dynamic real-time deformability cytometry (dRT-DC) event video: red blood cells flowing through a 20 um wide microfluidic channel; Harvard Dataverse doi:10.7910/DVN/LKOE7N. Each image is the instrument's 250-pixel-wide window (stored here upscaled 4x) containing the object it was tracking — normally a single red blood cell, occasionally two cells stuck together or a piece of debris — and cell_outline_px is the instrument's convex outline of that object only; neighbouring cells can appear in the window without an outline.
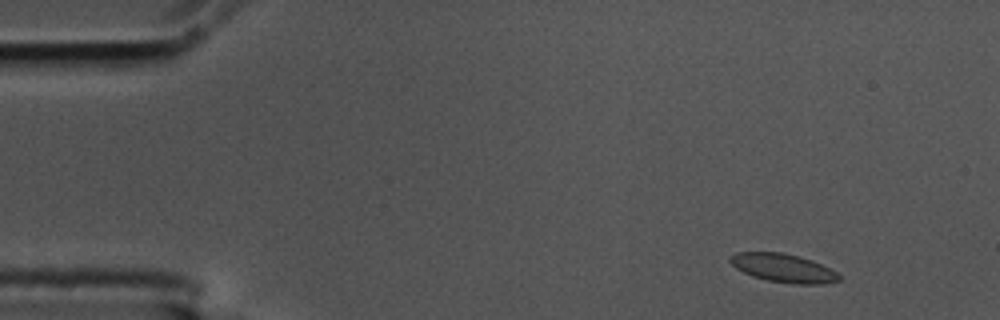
{"species": "common noctule bat (a hibernating species)", "species_latin": "Nyctalus noctula", "temperature_condition": "cold", "stored_images_in_passage": 51, "camera_frame_rate_fps": 3000, "um_per_image_px": 0.085, "animal": {"sex": "male", "body_mass_g": 17.5, "forearm_length_mm": 52.3}, "frame": {"image": 1, "passage_image": 1, "time_ms": 0.0, "image_size_px": [1000, 320], "cell_outline_px": [[840, 280], [820, 284], [792, 284], [768, 280], [752, 276], [736, 268], [728, 260], [728, 256], [736, 252], [784, 252], [800, 256], [812, 260], [836, 272], [840, 276]], "centroid_in_image_um": [66.54, 22.77], "position_along_channel_um": 18.5, "area_um2": 18.09}}
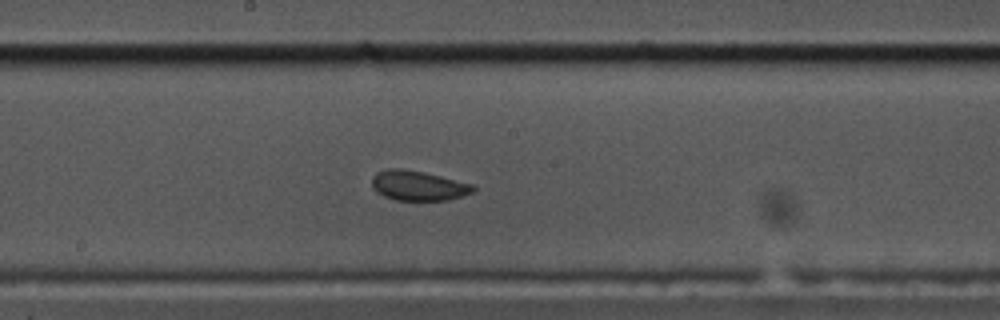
{"frame": {"image": 2, "passage_image": 25, "time_ms": 8.0, "image_size_px": [1000, 320], "cell_outline_px": [[476, 188], [472, 192], [448, 200], [396, 200], [384, 196], [376, 192], [372, 188], [372, 176], [376, 172], [384, 168], [400, 168], [424, 172], [472, 184]], "centroid_in_image_um": [35.48, 15.77], "position_along_channel_um": 212.7, "area_um2": 17.63}}
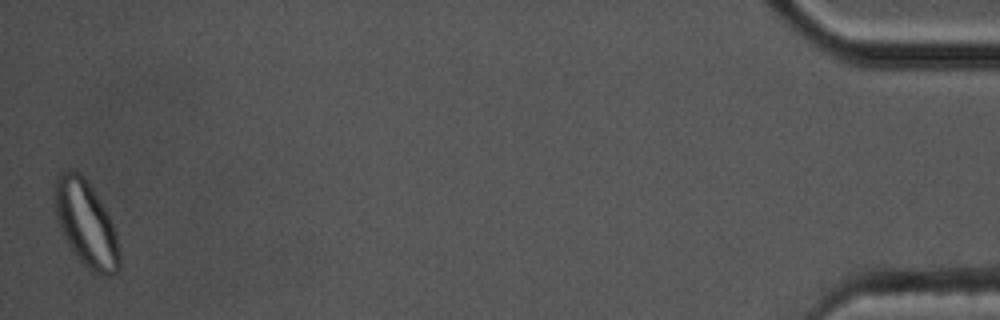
{"frame": {"image": 3, "passage_image": 51, "time_ms": 16.667, "image_size_px": [1000, 320], "cell_outline_px": [[120, 268], [116, 276], [104, 276], [92, 272], [80, 260], [68, 244], [60, 228], [56, 212], [52, 192], [56, 176], [60, 172], [68, 168], [72, 168], [80, 172], [84, 176], [92, 188], [104, 208], [112, 224], [116, 236], [120, 252]], "centroid_in_image_um": [7.3, 18.99], "position_along_channel_um": 427.9, "area_um2": 32.54}, "authors_computed_cell_mechanics": {"area_um2": 18.0914, "velocity_mm_per_s": 3.5575, "shape_relaxation_time_tau1_ms": null, "shape_relaxation_time_tau2_ms": 1.7254, "deformation_change_tau1": null, "deformation_change_tau2": 0.0516}}